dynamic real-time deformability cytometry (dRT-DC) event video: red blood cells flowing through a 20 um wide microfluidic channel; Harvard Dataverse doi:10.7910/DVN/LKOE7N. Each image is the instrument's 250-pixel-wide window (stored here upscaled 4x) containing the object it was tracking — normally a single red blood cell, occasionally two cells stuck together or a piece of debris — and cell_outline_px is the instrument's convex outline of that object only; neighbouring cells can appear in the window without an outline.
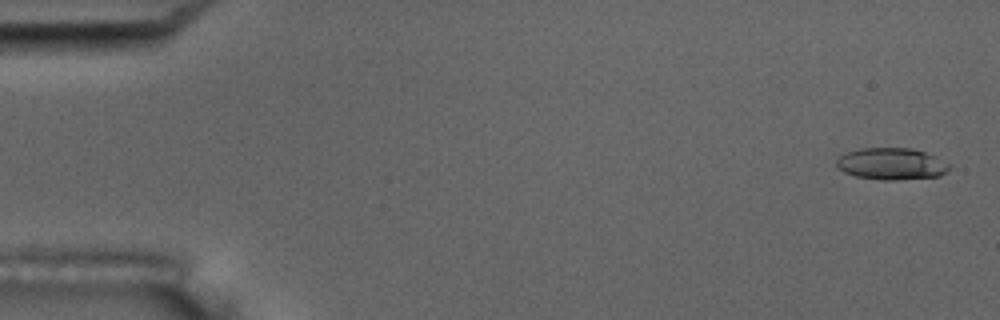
{"species": "common noctule bat (a hibernating species)", "species_latin": "Nyctalus noctula", "temperature_condition": "room temperature", "stored_images_in_passage": 6, "camera_frame_rate_fps": 3000, "um_per_image_px": 0.085, "animal": {"sex": "male", "body_mass_g": 17.5, "forearm_length_mm": 52.3}, "frame": {"image": 1, "passage_image": 1, "time_ms": 0.0, "image_size_px": [1000, 320], "cell_outline_px": [[948, 172], [940, 176], [896, 180], [880, 180], [856, 176], [844, 172], [836, 164], [836, 160], [840, 156], [848, 152], [860, 148], [912, 148], [924, 152], [948, 164]], "centroid_in_image_um": [75.75, 13.93], "position_along_channel_um": 9.3, "area_um2": 20.63}}